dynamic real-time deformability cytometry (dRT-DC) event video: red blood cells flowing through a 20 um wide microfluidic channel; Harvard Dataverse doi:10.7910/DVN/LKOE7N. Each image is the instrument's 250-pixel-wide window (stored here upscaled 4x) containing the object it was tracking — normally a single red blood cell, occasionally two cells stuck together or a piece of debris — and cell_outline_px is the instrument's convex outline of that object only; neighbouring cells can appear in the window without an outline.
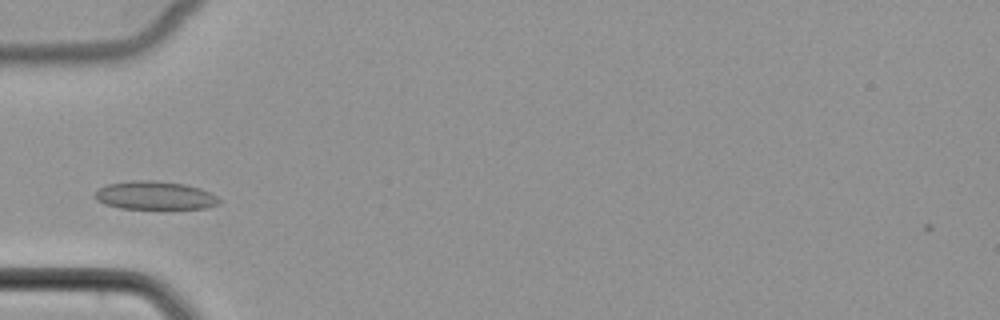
{"species": "common noctule bat (a hibernating species)", "species_latin": "Nyctalus noctula", "temperature_condition": "cold", "stored_images_in_passage": 36, "camera_frame_rate_fps": 3000, "um_per_image_px": 0.085, "animal": {"sex": "female", "body_mass_g": 22.7, "forearm_length_mm": 54.2}, "frame": {"image": 1, "passage_image": 1, "time_ms": 0.0, "image_size_px": [1000, 320], "cell_outline_px": [[220, 204], [204, 208], [120, 208], [104, 204], [96, 200], [96, 192], [100, 188], [108, 184], [132, 180], [156, 180], [184, 184], [200, 188], [216, 196], [220, 200]], "centroid_in_image_um": [13.16, 16.6], "position_along_channel_um": 71.8, "area_um2": 20.29}}
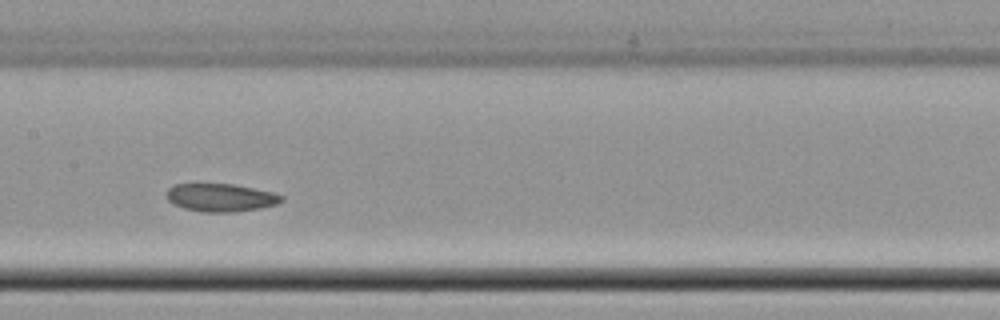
{"frame": {"image": 2, "passage_image": 10, "time_ms": 3.0, "image_size_px": [1000, 320], "cell_outline_px": [[284, 200], [276, 204], [260, 208], [232, 212], [200, 212], [184, 208], [168, 200], [168, 188], [172, 184], [196, 180], [232, 184], [272, 192], [284, 196]], "centroid_in_image_um": [18.7, 16.74], "position_along_channel_um": 188.7, "area_um2": 19.42}}
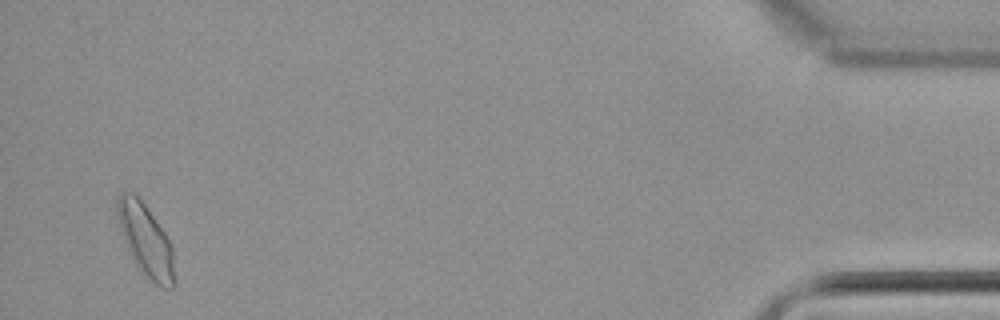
{"frame": {"image": 3, "passage_image": 34, "time_ms": 11.0, "image_size_px": [1000, 320], "cell_outline_px": [[176, 284], [172, 288], [164, 288], [156, 284], [136, 268], [124, 240], [120, 228], [116, 208], [116, 196], [120, 192], [132, 192], [144, 204], [164, 232], [172, 248], [176, 280]], "centroid_in_image_um": [12.38, 20.46], "position_along_channel_um": 422.8, "area_um2": 23.99}}